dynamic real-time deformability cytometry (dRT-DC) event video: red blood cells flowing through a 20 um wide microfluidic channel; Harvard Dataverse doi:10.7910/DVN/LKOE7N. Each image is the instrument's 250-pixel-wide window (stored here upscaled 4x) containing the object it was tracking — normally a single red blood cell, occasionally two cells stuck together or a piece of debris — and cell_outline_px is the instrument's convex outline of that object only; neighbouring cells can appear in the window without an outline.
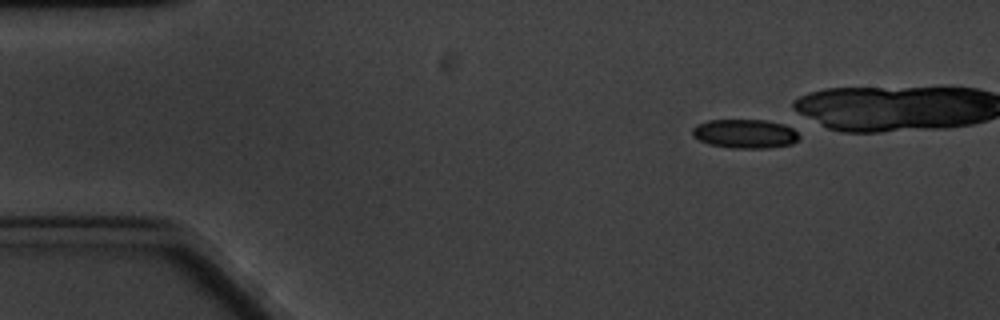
{"species": "common noctule bat (a hibernating species)", "species_latin": "Nyctalus noctula", "temperature_condition": "cold", "stored_images_in_passage": 8, "camera_frame_rate_fps": 3000, "um_per_image_px": 0.085, "animal": {"sex": "male", "body_mass_g": 20.1, "forearm_length_mm": 53.5}, "frame": {"image": 1, "passage_image": 1, "time_ms": 0.0, "image_size_px": [1000, 320], "cell_outline_px": [[800, 140], [792, 144], [768, 148], [732, 148], [708, 144], [692, 136], [692, 128], [696, 124], [708, 120], [768, 120], [784, 124], [792, 128], [800, 136]], "centroid_in_image_um": [63.33, 11.37], "position_along_channel_um": 21.7, "area_um2": 18.26}}